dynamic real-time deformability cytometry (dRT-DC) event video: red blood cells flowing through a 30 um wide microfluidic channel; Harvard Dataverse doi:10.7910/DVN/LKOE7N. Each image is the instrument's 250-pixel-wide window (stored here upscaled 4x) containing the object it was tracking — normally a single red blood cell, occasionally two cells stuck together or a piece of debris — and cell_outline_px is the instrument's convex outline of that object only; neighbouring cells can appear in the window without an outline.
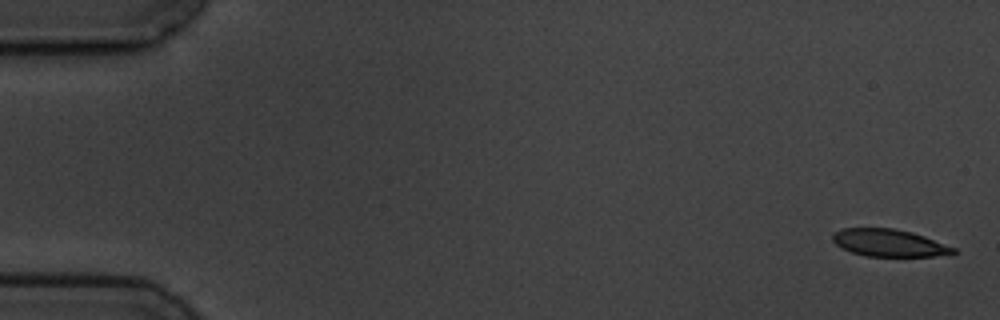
{"species": "common noctule bat (a hibernating species)", "species_latin": "Nyctalus noctula", "temperature_condition": "cold", "stored_images_in_passage": 10, "camera_frame_rate_fps": 3000, "um_per_image_px": 0.085, "animal": {"sex": "male", "body_mass_g": 19.5, "forearm_length_mm": 54.6}, "frame": {"image": 1, "passage_image": 1, "time_ms": 0.0, "image_size_px": [1000, 320], "cell_outline_px": [[956, 252], [932, 256], [864, 256], [852, 252], [836, 244], [832, 240], [832, 232], [840, 228], [892, 228], [912, 232], [924, 236], [956, 248]], "centroid_in_image_um": [75.52, 20.63], "position_along_channel_um": 9.5, "area_um2": 19.07}}
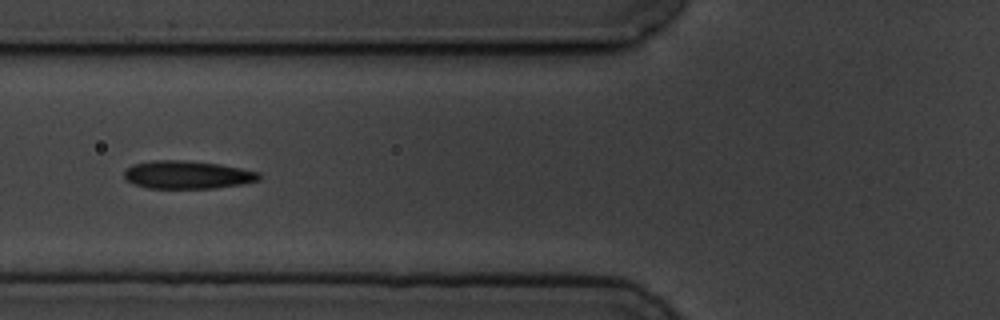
{"frame": {"image": 2, "passage_image": 6, "time_ms": 6.667, "image_size_px": [1000, 320], "cell_outline_px": [[264, 176], [260, 180], [240, 184], [216, 188], [148, 188], [132, 184], [124, 180], [124, 168], [132, 164], [152, 160], [184, 160], [220, 164], [260, 172]], "centroid_in_image_um": [15.9, 14.85], "position_along_channel_um": 109.9, "area_um2": 22.37}}
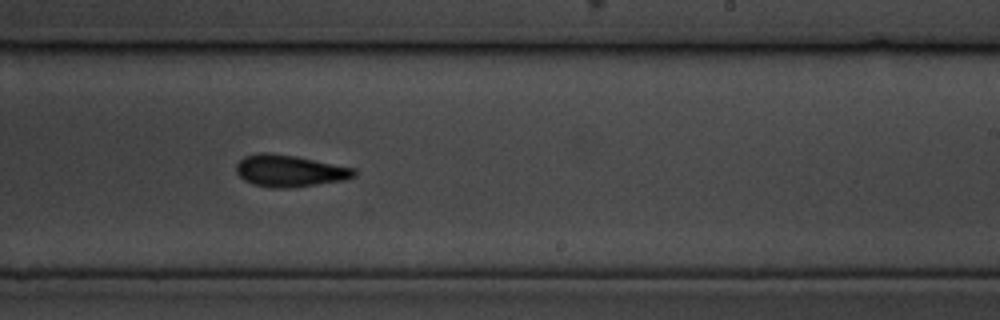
{"frame": {"image": 3, "passage_image": 10, "time_ms": 11.0, "image_size_px": [1000, 320], "cell_outline_px": [[356, 176], [344, 180], [292, 188], [272, 188], [252, 184], [244, 180], [236, 172], [236, 164], [244, 156], [260, 152], [268, 152], [296, 156], [356, 168]], "centroid_in_image_um": [24.61, 14.52], "position_along_channel_um": 264.4, "area_um2": 22.08}}